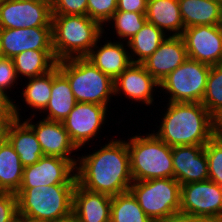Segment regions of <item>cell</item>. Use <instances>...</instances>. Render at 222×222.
<instances>
[{
  "instance_id": "obj_32",
  "label": "cell",
  "mask_w": 222,
  "mask_h": 222,
  "mask_svg": "<svg viewBox=\"0 0 222 222\" xmlns=\"http://www.w3.org/2000/svg\"><path fill=\"white\" fill-rule=\"evenodd\" d=\"M209 180L222 187V140L214 136L205 145Z\"/></svg>"
},
{
  "instance_id": "obj_43",
  "label": "cell",
  "mask_w": 222,
  "mask_h": 222,
  "mask_svg": "<svg viewBox=\"0 0 222 222\" xmlns=\"http://www.w3.org/2000/svg\"><path fill=\"white\" fill-rule=\"evenodd\" d=\"M33 1H37V2H42L46 5H49L50 7L52 6L54 0H33Z\"/></svg>"
},
{
  "instance_id": "obj_20",
  "label": "cell",
  "mask_w": 222,
  "mask_h": 222,
  "mask_svg": "<svg viewBox=\"0 0 222 222\" xmlns=\"http://www.w3.org/2000/svg\"><path fill=\"white\" fill-rule=\"evenodd\" d=\"M112 196L88 191L76 184L72 214L79 222H110Z\"/></svg>"
},
{
  "instance_id": "obj_38",
  "label": "cell",
  "mask_w": 222,
  "mask_h": 222,
  "mask_svg": "<svg viewBox=\"0 0 222 222\" xmlns=\"http://www.w3.org/2000/svg\"><path fill=\"white\" fill-rule=\"evenodd\" d=\"M148 0H117V10L146 13Z\"/></svg>"
},
{
  "instance_id": "obj_27",
  "label": "cell",
  "mask_w": 222,
  "mask_h": 222,
  "mask_svg": "<svg viewBox=\"0 0 222 222\" xmlns=\"http://www.w3.org/2000/svg\"><path fill=\"white\" fill-rule=\"evenodd\" d=\"M23 170L19 155L6 140L0 145V192L16 194L21 187Z\"/></svg>"
},
{
  "instance_id": "obj_19",
  "label": "cell",
  "mask_w": 222,
  "mask_h": 222,
  "mask_svg": "<svg viewBox=\"0 0 222 222\" xmlns=\"http://www.w3.org/2000/svg\"><path fill=\"white\" fill-rule=\"evenodd\" d=\"M187 50L181 36H168L141 64L160 83L186 59Z\"/></svg>"
},
{
  "instance_id": "obj_16",
  "label": "cell",
  "mask_w": 222,
  "mask_h": 222,
  "mask_svg": "<svg viewBox=\"0 0 222 222\" xmlns=\"http://www.w3.org/2000/svg\"><path fill=\"white\" fill-rule=\"evenodd\" d=\"M27 50H53L52 26L0 28V56L13 58Z\"/></svg>"
},
{
  "instance_id": "obj_23",
  "label": "cell",
  "mask_w": 222,
  "mask_h": 222,
  "mask_svg": "<svg viewBox=\"0 0 222 222\" xmlns=\"http://www.w3.org/2000/svg\"><path fill=\"white\" fill-rule=\"evenodd\" d=\"M145 15L147 22L168 36H181L185 29L178 0H148Z\"/></svg>"
},
{
  "instance_id": "obj_30",
  "label": "cell",
  "mask_w": 222,
  "mask_h": 222,
  "mask_svg": "<svg viewBox=\"0 0 222 222\" xmlns=\"http://www.w3.org/2000/svg\"><path fill=\"white\" fill-rule=\"evenodd\" d=\"M145 14L146 13L115 11L112 18L107 22L108 24L104 26V34H106L105 27L107 29V27L112 26L111 30L114 29L113 34L118 36L117 39L121 42H127L147 22Z\"/></svg>"
},
{
  "instance_id": "obj_8",
  "label": "cell",
  "mask_w": 222,
  "mask_h": 222,
  "mask_svg": "<svg viewBox=\"0 0 222 222\" xmlns=\"http://www.w3.org/2000/svg\"><path fill=\"white\" fill-rule=\"evenodd\" d=\"M211 66L187 58L159 84L166 102H202ZM165 94V95H164Z\"/></svg>"
},
{
  "instance_id": "obj_35",
  "label": "cell",
  "mask_w": 222,
  "mask_h": 222,
  "mask_svg": "<svg viewBox=\"0 0 222 222\" xmlns=\"http://www.w3.org/2000/svg\"><path fill=\"white\" fill-rule=\"evenodd\" d=\"M18 79L13 59L0 56V88L9 94L18 85Z\"/></svg>"
},
{
  "instance_id": "obj_25",
  "label": "cell",
  "mask_w": 222,
  "mask_h": 222,
  "mask_svg": "<svg viewBox=\"0 0 222 222\" xmlns=\"http://www.w3.org/2000/svg\"><path fill=\"white\" fill-rule=\"evenodd\" d=\"M12 59L20 79L44 75L53 70L58 62L53 50H27Z\"/></svg>"
},
{
  "instance_id": "obj_37",
  "label": "cell",
  "mask_w": 222,
  "mask_h": 222,
  "mask_svg": "<svg viewBox=\"0 0 222 222\" xmlns=\"http://www.w3.org/2000/svg\"><path fill=\"white\" fill-rule=\"evenodd\" d=\"M15 101L17 100L12 99L10 94L8 95L0 88V114H15L17 119L24 118L20 113L22 105H18L19 103Z\"/></svg>"
},
{
  "instance_id": "obj_1",
  "label": "cell",
  "mask_w": 222,
  "mask_h": 222,
  "mask_svg": "<svg viewBox=\"0 0 222 222\" xmlns=\"http://www.w3.org/2000/svg\"><path fill=\"white\" fill-rule=\"evenodd\" d=\"M99 145L100 149L89 154H78L77 184L82 188L115 196L130 190L134 182L130 169V156L126 139H113Z\"/></svg>"
},
{
  "instance_id": "obj_9",
  "label": "cell",
  "mask_w": 222,
  "mask_h": 222,
  "mask_svg": "<svg viewBox=\"0 0 222 222\" xmlns=\"http://www.w3.org/2000/svg\"><path fill=\"white\" fill-rule=\"evenodd\" d=\"M180 212L222 222V187L209 179L181 185Z\"/></svg>"
},
{
  "instance_id": "obj_14",
  "label": "cell",
  "mask_w": 222,
  "mask_h": 222,
  "mask_svg": "<svg viewBox=\"0 0 222 222\" xmlns=\"http://www.w3.org/2000/svg\"><path fill=\"white\" fill-rule=\"evenodd\" d=\"M189 59L210 66L222 63V29L220 25H197L183 30Z\"/></svg>"
},
{
  "instance_id": "obj_44",
  "label": "cell",
  "mask_w": 222,
  "mask_h": 222,
  "mask_svg": "<svg viewBox=\"0 0 222 222\" xmlns=\"http://www.w3.org/2000/svg\"><path fill=\"white\" fill-rule=\"evenodd\" d=\"M220 27L222 29V14H221V23H220Z\"/></svg>"
},
{
  "instance_id": "obj_7",
  "label": "cell",
  "mask_w": 222,
  "mask_h": 222,
  "mask_svg": "<svg viewBox=\"0 0 222 222\" xmlns=\"http://www.w3.org/2000/svg\"><path fill=\"white\" fill-rule=\"evenodd\" d=\"M130 191L152 221L180 212L181 185L174 178L136 181Z\"/></svg>"
},
{
  "instance_id": "obj_6",
  "label": "cell",
  "mask_w": 222,
  "mask_h": 222,
  "mask_svg": "<svg viewBox=\"0 0 222 222\" xmlns=\"http://www.w3.org/2000/svg\"><path fill=\"white\" fill-rule=\"evenodd\" d=\"M59 71L68 79L76 102L94 103L111 109L114 80L104 74L86 57L57 62Z\"/></svg>"
},
{
  "instance_id": "obj_13",
  "label": "cell",
  "mask_w": 222,
  "mask_h": 222,
  "mask_svg": "<svg viewBox=\"0 0 222 222\" xmlns=\"http://www.w3.org/2000/svg\"><path fill=\"white\" fill-rule=\"evenodd\" d=\"M159 89V82L140 63H131L114 80V97L124 96L134 105L138 102L145 107L154 106V95L160 92Z\"/></svg>"
},
{
  "instance_id": "obj_2",
  "label": "cell",
  "mask_w": 222,
  "mask_h": 222,
  "mask_svg": "<svg viewBox=\"0 0 222 222\" xmlns=\"http://www.w3.org/2000/svg\"><path fill=\"white\" fill-rule=\"evenodd\" d=\"M166 106L159 126L154 125L158 130L152 132L168 146H205L215 136V118L201 102H168Z\"/></svg>"
},
{
  "instance_id": "obj_15",
  "label": "cell",
  "mask_w": 222,
  "mask_h": 222,
  "mask_svg": "<svg viewBox=\"0 0 222 222\" xmlns=\"http://www.w3.org/2000/svg\"><path fill=\"white\" fill-rule=\"evenodd\" d=\"M36 117L30 116L24 121L33 129L44 156H58L68 159L76 166L78 155L75 152L82 150H79L72 142L62 122L40 117L35 122L34 118Z\"/></svg>"
},
{
  "instance_id": "obj_31",
  "label": "cell",
  "mask_w": 222,
  "mask_h": 222,
  "mask_svg": "<svg viewBox=\"0 0 222 222\" xmlns=\"http://www.w3.org/2000/svg\"><path fill=\"white\" fill-rule=\"evenodd\" d=\"M201 103L214 118L222 113V63L211 66Z\"/></svg>"
},
{
  "instance_id": "obj_36",
  "label": "cell",
  "mask_w": 222,
  "mask_h": 222,
  "mask_svg": "<svg viewBox=\"0 0 222 222\" xmlns=\"http://www.w3.org/2000/svg\"><path fill=\"white\" fill-rule=\"evenodd\" d=\"M18 219L16 194L0 192V222H16Z\"/></svg>"
},
{
  "instance_id": "obj_12",
  "label": "cell",
  "mask_w": 222,
  "mask_h": 222,
  "mask_svg": "<svg viewBox=\"0 0 222 222\" xmlns=\"http://www.w3.org/2000/svg\"><path fill=\"white\" fill-rule=\"evenodd\" d=\"M77 184L75 165L58 156H43L33 165L24 167L20 188Z\"/></svg>"
},
{
  "instance_id": "obj_42",
  "label": "cell",
  "mask_w": 222,
  "mask_h": 222,
  "mask_svg": "<svg viewBox=\"0 0 222 222\" xmlns=\"http://www.w3.org/2000/svg\"><path fill=\"white\" fill-rule=\"evenodd\" d=\"M53 222H79V221L73 214H71L68 217H65L63 219H59V220H56V221H53Z\"/></svg>"
},
{
  "instance_id": "obj_24",
  "label": "cell",
  "mask_w": 222,
  "mask_h": 222,
  "mask_svg": "<svg viewBox=\"0 0 222 222\" xmlns=\"http://www.w3.org/2000/svg\"><path fill=\"white\" fill-rule=\"evenodd\" d=\"M184 27L220 25L222 4L219 0H178Z\"/></svg>"
},
{
  "instance_id": "obj_26",
  "label": "cell",
  "mask_w": 222,
  "mask_h": 222,
  "mask_svg": "<svg viewBox=\"0 0 222 222\" xmlns=\"http://www.w3.org/2000/svg\"><path fill=\"white\" fill-rule=\"evenodd\" d=\"M168 35L154 24L146 22L144 26L127 41L132 63H142L160 46Z\"/></svg>"
},
{
  "instance_id": "obj_39",
  "label": "cell",
  "mask_w": 222,
  "mask_h": 222,
  "mask_svg": "<svg viewBox=\"0 0 222 222\" xmlns=\"http://www.w3.org/2000/svg\"><path fill=\"white\" fill-rule=\"evenodd\" d=\"M153 222H209V221L201 217L185 214L182 212H177L172 215H168L162 219L155 220Z\"/></svg>"
},
{
  "instance_id": "obj_41",
  "label": "cell",
  "mask_w": 222,
  "mask_h": 222,
  "mask_svg": "<svg viewBox=\"0 0 222 222\" xmlns=\"http://www.w3.org/2000/svg\"><path fill=\"white\" fill-rule=\"evenodd\" d=\"M215 136L222 140V113L215 118Z\"/></svg>"
},
{
  "instance_id": "obj_11",
  "label": "cell",
  "mask_w": 222,
  "mask_h": 222,
  "mask_svg": "<svg viewBox=\"0 0 222 222\" xmlns=\"http://www.w3.org/2000/svg\"><path fill=\"white\" fill-rule=\"evenodd\" d=\"M39 26H52V10L49 5L33 0L0 1V28Z\"/></svg>"
},
{
  "instance_id": "obj_33",
  "label": "cell",
  "mask_w": 222,
  "mask_h": 222,
  "mask_svg": "<svg viewBox=\"0 0 222 222\" xmlns=\"http://www.w3.org/2000/svg\"><path fill=\"white\" fill-rule=\"evenodd\" d=\"M117 10V0H88L87 15L103 27Z\"/></svg>"
},
{
  "instance_id": "obj_3",
  "label": "cell",
  "mask_w": 222,
  "mask_h": 222,
  "mask_svg": "<svg viewBox=\"0 0 222 222\" xmlns=\"http://www.w3.org/2000/svg\"><path fill=\"white\" fill-rule=\"evenodd\" d=\"M76 184L19 188L18 217L25 222H53L72 214Z\"/></svg>"
},
{
  "instance_id": "obj_40",
  "label": "cell",
  "mask_w": 222,
  "mask_h": 222,
  "mask_svg": "<svg viewBox=\"0 0 222 222\" xmlns=\"http://www.w3.org/2000/svg\"><path fill=\"white\" fill-rule=\"evenodd\" d=\"M15 118V114H0V145L7 140L8 129Z\"/></svg>"
},
{
  "instance_id": "obj_10",
  "label": "cell",
  "mask_w": 222,
  "mask_h": 222,
  "mask_svg": "<svg viewBox=\"0 0 222 222\" xmlns=\"http://www.w3.org/2000/svg\"><path fill=\"white\" fill-rule=\"evenodd\" d=\"M108 110L107 106L94 103L77 102L75 104L62 124L79 150L86 148L85 145L92 146L89 143L91 140L96 141L97 135L102 132V127L104 128L108 122L107 115L111 114Z\"/></svg>"
},
{
  "instance_id": "obj_45",
  "label": "cell",
  "mask_w": 222,
  "mask_h": 222,
  "mask_svg": "<svg viewBox=\"0 0 222 222\" xmlns=\"http://www.w3.org/2000/svg\"><path fill=\"white\" fill-rule=\"evenodd\" d=\"M16 222H25V221H22V220L18 219Z\"/></svg>"
},
{
  "instance_id": "obj_17",
  "label": "cell",
  "mask_w": 222,
  "mask_h": 222,
  "mask_svg": "<svg viewBox=\"0 0 222 222\" xmlns=\"http://www.w3.org/2000/svg\"><path fill=\"white\" fill-rule=\"evenodd\" d=\"M205 146L172 147L173 178L184 185L209 179Z\"/></svg>"
},
{
  "instance_id": "obj_18",
  "label": "cell",
  "mask_w": 222,
  "mask_h": 222,
  "mask_svg": "<svg viewBox=\"0 0 222 222\" xmlns=\"http://www.w3.org/2000/svg\"><path fill=\"white\" fill-rule=\"evenodd\" d=\"M103 37L105 41L102 40ZM108 39L109 37L106 39L103 34L86 58L104 74L115 80L132 62L127 42H121L115 40V38L113 41H111V38ZM101 42H105L104 45Z\"/></svg>"
},
{
  "instance_id": "obj_4",
  "label": "cell",
  "mask_w": 222,
  "mask_h": 222,
  "mask_svg": "<svg viewBox=\"0 0 222 222\" xmlns=\"http://www.w3.org/2000/svg\"><path fill=\"white\" fill-rule=\"evenodd\" d=\"M104 34L88 15H52V47L57 61L86 57Z\"/></svg>"
},
{
  "instance_id": "obj_29",
  "label": "cell",
  "mask_w": 222,
  "mask_h": 222,
  "mask_svg": "<svg viewBox=\"0 0 222 222\" xmlns=\"http://www.w3.org/2000/svg\"><path fill=\"white\" fill-rule=\"evenodd\" d=\"M110 222H153L129 190L112 196Z\"/></svg>"
},
{
  "instance_id": "obj_22",
  "label": "cell",
  "mask_w": 222,
  "mask_h": 222,
  "mask_svg": "<svg viewBox=\"0 0 222 222\" xmlns=\"http://www.w3.org/2000/svg\"><path fill=\"white\" fill-rule=\"evenodd\" d=\"M7 140L19 155L24 167L35 164L44 156L33 129L23 119L15 118L10 124Z\"/></svg>"
},
{
  "instance_id": "obj_34",
  "label": "cell",
  "mask_w": 222,
  "mask_h": 222,
  "mask_svg": "<svg viewBox=\"0 0 222 222\" xmlns=\"http://www.w3.org/2000/svg\"><path fill=\"white\" fill-rule=\"evenodd\" d=\"M88 0H54L52 15H87Z\"/></svg>"
},
{
  "instance_id": "obj_5",
  "label": "cell",
  "mask_w": 222,
  "mask_h": 222,
  "mask_svg": "<svg viewBox=\"0 0 222 222\" xmlns=\"http://www.w3.org/2000/svg\"><path fill=\"white\" fill-rule=\"evenodd\" d=\"M141 134L128 135L126 140L133 181L173 178L172 147L160 140L152 129L151 133Z\"/></svg>"
},
{
  "instance_id": "obj_21",
  "label": "cell",
  "mask_w": 222,
  "mask_h": 222,
  "mask_svg": "<svg viewBox=\"0 0 222 222\" xmlns=\"http://www.w3.org/2000/svg\"><path fill=\"white\" fill-rule=\"evenodd\" d=\"M76 103L68 79L59 71L58 66H56L52 70L51 98L39 116L44 114L42 118L63 122Z\"/></svg>"
},
{
  "instance_id": "obj_28",
  "label": "cell",
  "mask_w": 222,
  "mask_h": 222,
  "mask_svg": "<svg viewBox=\"0 0 222 222\" xmlns=\"http://www.w3.org/2000/svg\"><path fill=\"white\" fill-rule=\"evenodd\" d=\"M28 80V81H27ZM26 85L22 87L21 93L22 102L26 108H30V116H37L46 108L49 99L51 98L52 89V70L44 75L24 79ZM36 113H35V112Z\"/></svg>"
}]
</instances>
